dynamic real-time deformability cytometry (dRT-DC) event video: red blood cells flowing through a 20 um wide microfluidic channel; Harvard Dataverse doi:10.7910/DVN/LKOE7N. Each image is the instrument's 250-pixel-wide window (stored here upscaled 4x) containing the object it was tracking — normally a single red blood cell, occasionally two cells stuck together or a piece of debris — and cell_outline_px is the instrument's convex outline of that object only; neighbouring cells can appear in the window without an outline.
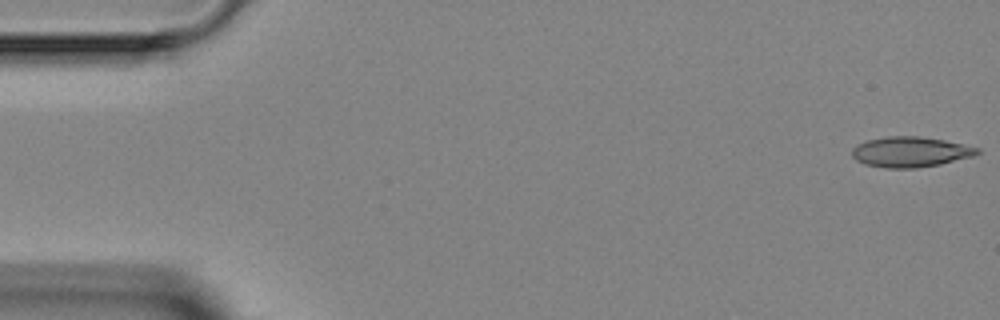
{"species": "Egyptian fruit bat (a non-hibernating species)", "species_latin": "Rousettus aegyptiacus", "temperature_condition": "room temperature", "stored_images_in_passage": 4, "camera_frame_rate_fps": 3000, "um_per_image_px": 0.085, "animal": {"sex": "female"}, "frame": {"image": 1, "passage_image": 1, "time_ms": 0.0, "image_size_px": [1000, 320], "cell_outline_px": [[980, 152], [972, 156], [940, 164], [916, 168], [884, 168], [864, 164], [856, 160], [852, 156], [852, 148], [856, 144], [868, 140], [888, 136], [916, 136], [944, 140], [980, 148]], "centroid_in_image_um": [77.35, 12.91], "position_along_channel_um": 7.7, "area_um2": 22.08}}